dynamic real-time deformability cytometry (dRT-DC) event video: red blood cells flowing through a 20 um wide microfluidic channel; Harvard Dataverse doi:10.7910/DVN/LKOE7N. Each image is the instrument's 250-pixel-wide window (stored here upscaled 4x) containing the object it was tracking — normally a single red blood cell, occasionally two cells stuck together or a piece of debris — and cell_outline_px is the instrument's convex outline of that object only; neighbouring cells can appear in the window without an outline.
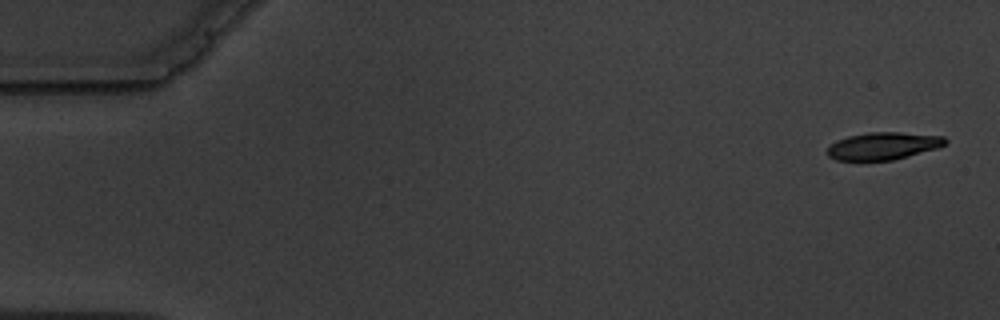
{"species": "common noctule bat (a hibernating species)", "species_latin": "Nyctalus noctula", "temperature_condition": "warm", "stored_images_in_passage": 7, "camera_frame_rate_fps": 3000, "um_per_image_px": 0.085, "animal": {"sex": "male", "body_mass_g": 19.5, "forearm_length_mm": 54.6}, "frame": {"image": 1, "passage_image": 1, "time_ms": 0.0, "image_size_px": [1000, 320], "cell_outline_px": [[948, 140], [944, 144], [936, 148], [908, 156], [892, 160], [836, 160], [828, 156], [828, 148], [836, 140], [848, 136], [868, 132], [900, 132], [944, 136]], "centroid_in_image_um": [75.06, 12.39], "position_along_channel_um": 9.9, "area_um2": 18.67}}
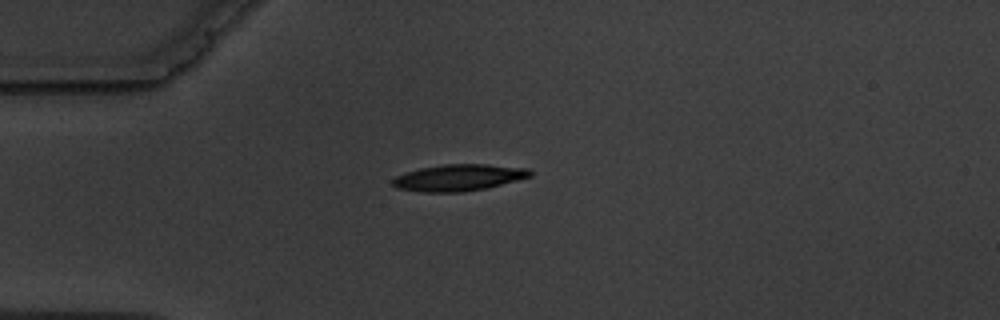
{"frame": {"image": 2, "passage_image": 5, "time_ms": 4.333, "image_size_px": [1000, 320], "cell_outline_px": [[532, 176], [488, 188], [464, 192], [420, 192], [396, 188], [392, 184], [392, 180], [396, 176], [420, 168], [444, 164], [488, 164], [528, 168], [532, 172]], "centroid_in_image_um": [39.01, 15.1], "position_along_channel_um": 46.0, "area_um2": 21.39}}
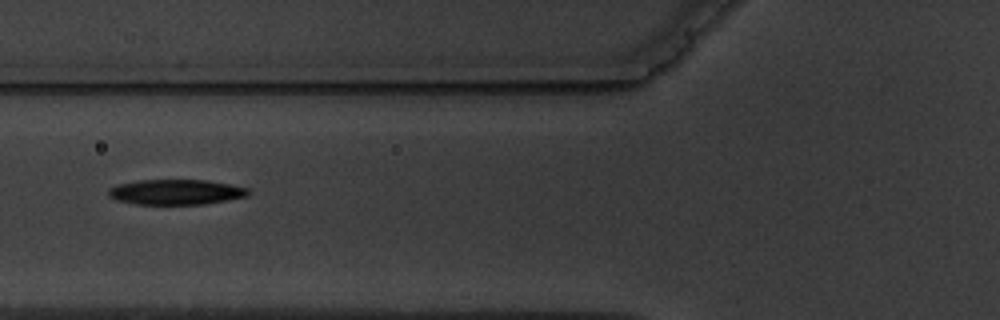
{"frame": {"image": 3, "passage_image": 7, "time_ms": 6.667, "image_size_px": [1000, 320], "cell_outline_px": [[252, 192], [248, 196], [204, 204], [136, 204], [116, 200], [108, 196], [108, 188], [116, 184], [140, 180], [208, 180], [232, 184], [248, 188]], "centroid_in_image_um": [14.96, 16.31], "position_along_channel_um": 110.8, "area_um2": 20.75}}